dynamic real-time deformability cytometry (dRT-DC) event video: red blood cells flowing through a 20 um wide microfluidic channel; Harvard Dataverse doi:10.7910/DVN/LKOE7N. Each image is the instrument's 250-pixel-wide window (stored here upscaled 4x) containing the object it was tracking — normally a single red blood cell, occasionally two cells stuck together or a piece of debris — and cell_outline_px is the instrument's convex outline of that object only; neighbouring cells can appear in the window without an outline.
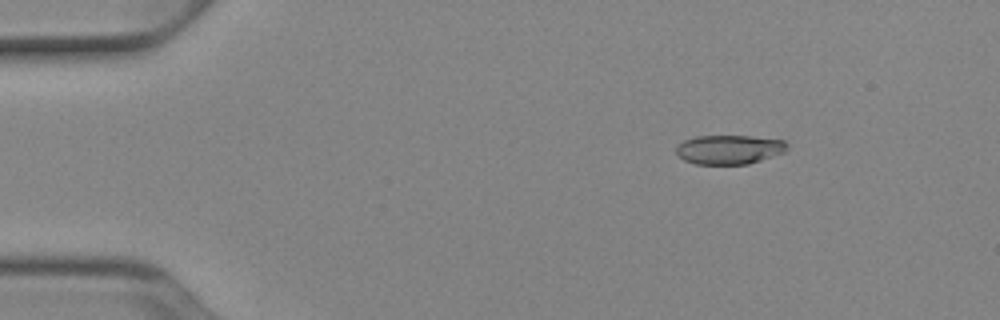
{"species": "Egyptian fruit bat (a non-hibernating species)", "species_latin": "Rousettus aegyptiacus", "temperature_condition": "cold", "stored_images_in_passage": 52, "camera_frame_rate_fps": 3000, "um_per_image_px": 0.085, "animal": {"sex": "female"}, "frame": {"image": 1, "passage_image": 8, "time_ms": 2.333, "image_size_px": [1000, 320], "cell_outline_px": [[788, 144], [784, 152], [748, 164], [696, 164], [684, 160], [676, 152], [676, 148], [684, 140], [696, 136], [748, 136], [784, 140]], "centroid_in_image_um": [61.98, 12.71], "position_along_channel_um": 23.0, "area_um2": 18.67}}
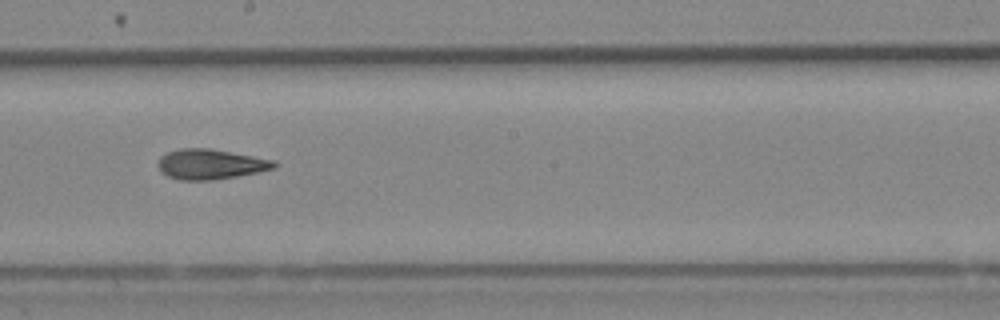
{"frame": {"image": 2, "passage_image": 30, "time_ms": 9.667, "image_size_px": [1000, 320], "cell_outline_px": [[276, 168], [260, 172], [212, 180], [180, 180], [168, 176], [156, 164], [160, 156], [168, 152], [180, 148], [208, 148], [276, 160]], "centroid_in_image_um": [17.91, 13.95], "position_along_channel_um": 230.3, "area_um2": 20.35}}
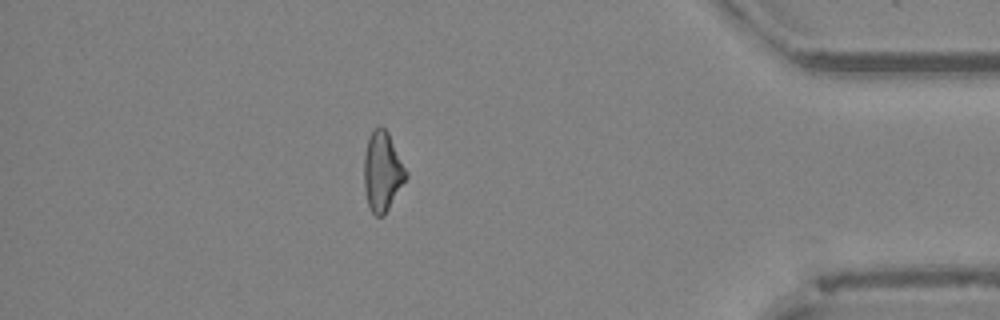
{"frame": {"image": 3, "passage_image": 46, "time_ms": 15.0, "image_size_px": [1000, 320], "cell_outline_px": [[408, 176], [384, 216], [376, 216], [372, 212], [368, 204], [364, 188], [364, 152], [368, 136], [380, 124], [388, 132], [408, 172]], "centroid_in_image_um": [32.5, 14.56], "position_along_channel_um": 402.7, "area_um2": 19.54}, "authors_computed_cell_mechanics": {"area_um2": 19.7676, "velocity_mm_per_s": 3.9434, "shape_relaxation_time_tau1_ms": 8.038, "shape_relaxation_time_tau2_ms": 3.6498, "deformation_change_tau1": 0.2023, "deformation_change_tau2": 0.1338}}